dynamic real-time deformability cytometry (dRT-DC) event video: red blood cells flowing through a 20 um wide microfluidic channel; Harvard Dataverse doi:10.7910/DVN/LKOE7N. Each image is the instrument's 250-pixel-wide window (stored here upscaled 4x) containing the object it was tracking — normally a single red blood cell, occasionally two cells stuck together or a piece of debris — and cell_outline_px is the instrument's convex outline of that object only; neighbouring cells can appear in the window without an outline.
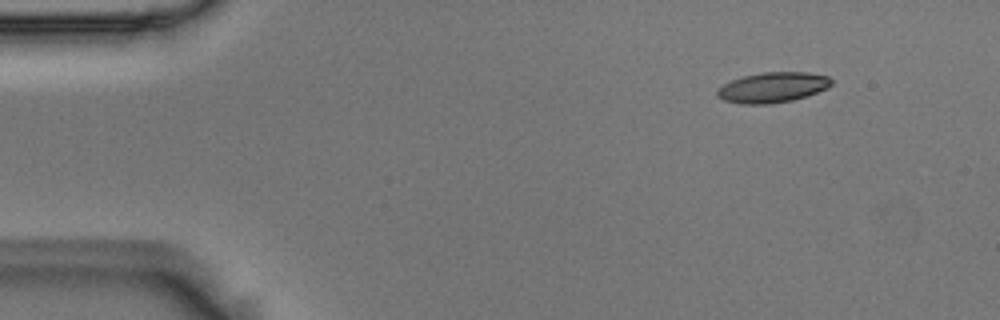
{"species": "Egyptian fruit bat (a non-hibernating species)", "species_latin": "Rousettus aegyptiacus", "temperature_condition": "room temperature", "stored_images_in_passage": 50, "camera_frame_rate_fps": 3000, "um_per_image_px": 0.085, "animal": {"sex": "male"}, "frame": {"image": 1, "passage_image": 2, "time_ms": 0.333, "image_size_px": [1000, 320], "cell_outline_px": [[832, 84], [828, 88], [792, 100], [768, 104], [744, 104], [724, 100], [716, 96], [716, 88], [732, 80], [744, 76], [760, 72], [808, 72], [828, 76], [832, 80]], "centroid_in_image_um": [65.65, 7.42], "position_along_channel_um": 19.3, "area_um2": 20.11}}
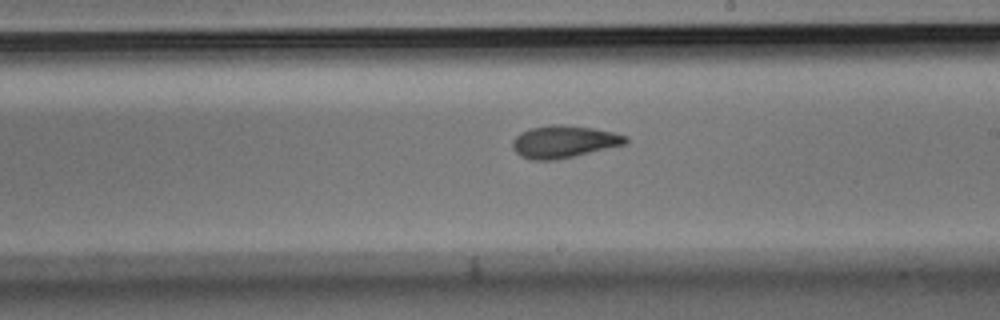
{"frame": {"image": 2, "passage_image": 27, "time_ms": 8.667, "image_size_px": [1000, 320], "cell_outline_px": [[628, 144], [556, 160], [532, 160], [520, 156], [512, 148], [512, 140], [520, 132], [532, 128], [552, 124], [560, 124], [592, 128], [612, 132], [628, 136]], "centroid_in_image_um": [47.93, 12.05], "position_along_channel_um": 241.1, "area_um2": 21.39}}
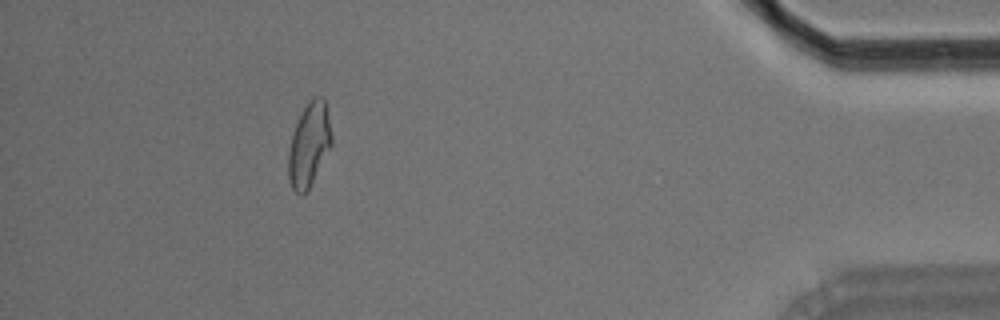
{"frame": {"image": 3, "passage_image": 45, "time_ms": 14.667, "image_size_px": [1000, 320], "cell_outline_px": [[332, 144], [308, 188], [300, 196], [292, 188], [288, 176], [288, 148], [296, 124], [304, 108], [312, 96], [320, 96], [324, 100], [332, 136]], "centroid_in_image_um": [26.25, 12.29], "position_along_channel_um": 408.9, "area_um2": 20.58}, "authors_computed_cell_mechanics": {"area_um2": 20.7213, "velocity_mm_per_s": 3.6997, "shape_relaxation_time_tau1_ms": 9.5522, "shape_relaxation_time_tau2_ms": 2.3971, "deformation_change_tau1": 0.2062, "deformation_change_tau2": 0.0865}}